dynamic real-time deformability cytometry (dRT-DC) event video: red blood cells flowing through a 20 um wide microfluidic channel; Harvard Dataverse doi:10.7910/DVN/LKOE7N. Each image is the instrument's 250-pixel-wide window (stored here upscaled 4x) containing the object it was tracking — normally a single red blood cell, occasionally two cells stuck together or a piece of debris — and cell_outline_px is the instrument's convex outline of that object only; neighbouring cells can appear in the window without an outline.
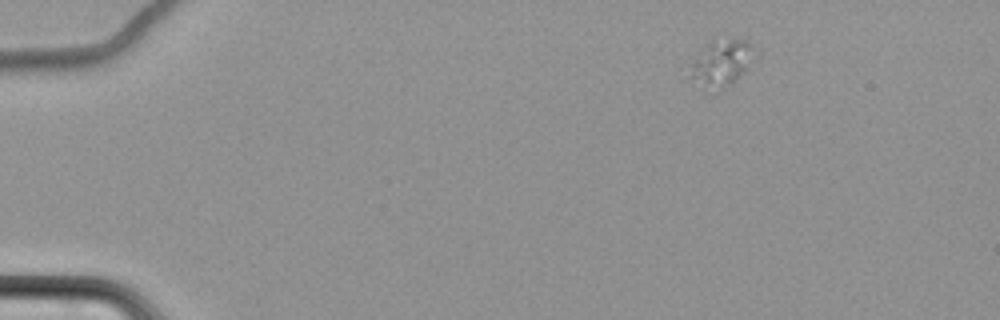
{"species": "common noctule bat (a hibernating species)", "species_latin": "Nyctalus noctula", "temperature_condition": "cold", "stored_images_in_passage": 9, "camera_frame_rate_fps": 3000, "um_per_image_px": 0.085, "animal": {"sex": "female", "body_mass_g": 22.7, "forearm_length_mm": 54.2}, "frame": {"image": 1, "passage_image": 1, "time_ms": 0.0, "image_size_px": [1000, 320], "cell_outline_px": [[752, 60], [748, 68], [736, 80], [728, 84], [704, 92], [676, 80], [700, 48], [712, 40], [728, 36], [748, 40]], "centroid_in_image_um": [60.98, 5.43], "position_along_channel_um": 24.0, "area_um2": 19.42}}
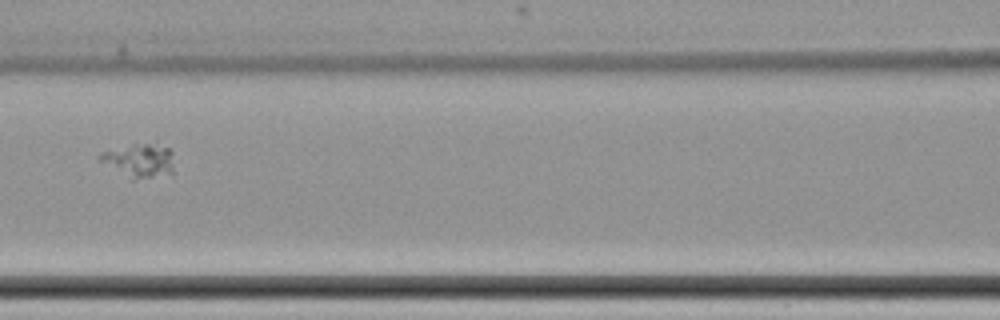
{"frame": {"image": 2, "passage_image": 6, "time_ms": 6.667, "image_size_px": [1000, 320], "cell_outline_px": [[172, 172], [132, 180], [100, 160], [96, 156], [100, 152], [132, 144], [148, 144], [168, 148], [172, 152]], "centroid_in_image_um": [11.79, 13.63], "position_along_channel_um": 154.8, "area_um2": 13.99}}
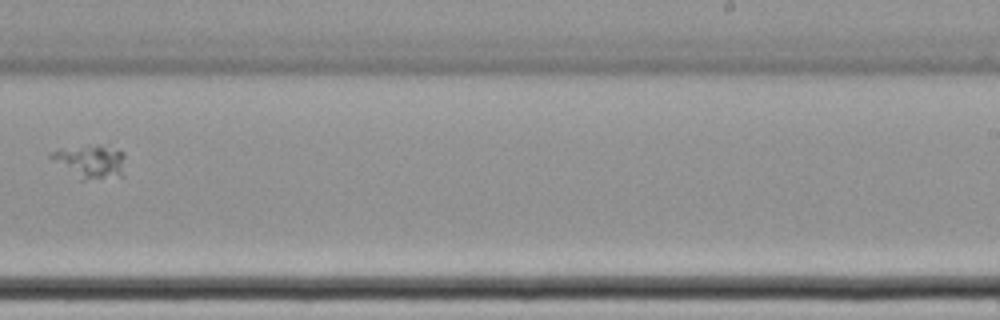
{"frame": {"image": 3, "passage_image": 9, "time_ms": 10.333, "image_size_px": [1000, 320], "cell_outline_px": [[124, 176], [84, 180], [80, 180], [48, 156], [48, 152], [60, 148], [88, 144], [124, 152]], "centroid_in_image_um": [7.65, 13.73], "position_along_channel_um": 281.3, "area_um2": 14.45}}